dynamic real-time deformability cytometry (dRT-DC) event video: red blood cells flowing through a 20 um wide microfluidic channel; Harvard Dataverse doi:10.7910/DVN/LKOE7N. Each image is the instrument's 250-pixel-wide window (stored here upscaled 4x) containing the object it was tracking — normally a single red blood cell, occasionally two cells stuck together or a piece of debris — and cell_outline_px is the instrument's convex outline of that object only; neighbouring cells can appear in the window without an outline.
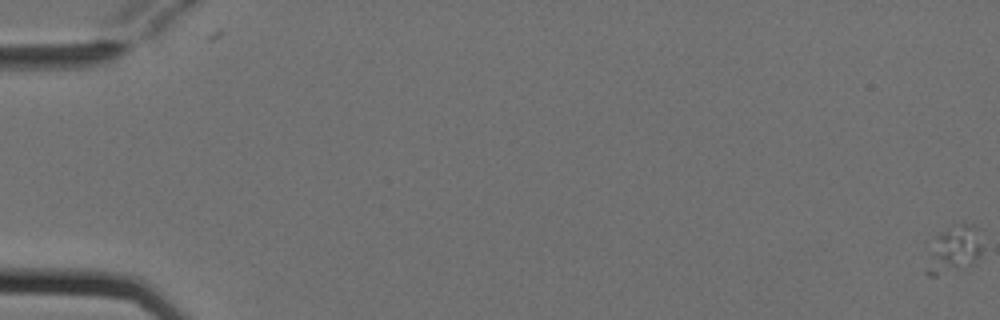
{"species": "Egyptian fruit bat (a non-hibernating species)", "species_latin": "Rousettus aegyptiacus", "temperature_condition": "cold", "stored_images_in_passage": 8, "camera_frame_rate_fps": 3000, "um_per_image_px": 0.085, "animal": {"sex": "female"}, "frame": {"image": 1, "passage_image": 1, "time_ms": 0.0, "image_size_px": [1000, 320], "cell_outline_px": [[980, 256], [976, 264], [964, 272], [936, 276], [928, 276], [924, 272], [936, 236], [952, 224], [976, 224], [980, 228]], "centroid_in_image_um": [81.14, 21.28], "position_along_channel_um": 3.9, "area_um2": 16.07}}
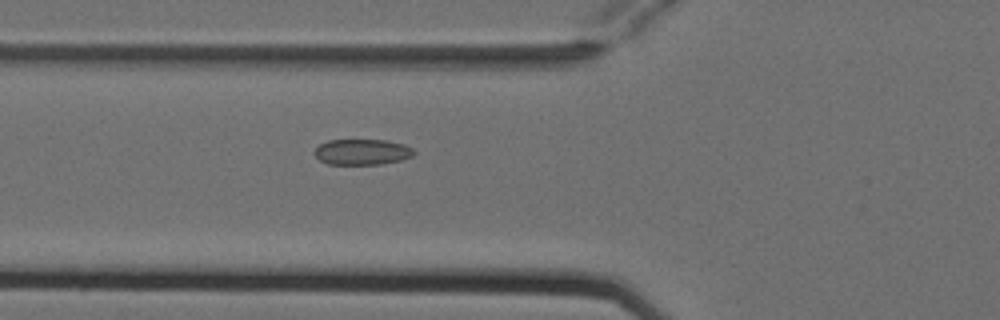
{"frame": {"image": 2, "passage_image": 8, "time_ms": 2.333, "image_size_px": [1000, 320], "cell_outline_px": [[416, 152], [412, 156], [400, 160], [380, 164], [328, 164], [320, 160], [312, 152], [320, 144], [328, 140], [384, 140], [404, 144], [412, 148]], "centroid_in_image_um": [30.77, 12.91], "position_along_channel_um": 95.0, "area_um2": 14.85}}